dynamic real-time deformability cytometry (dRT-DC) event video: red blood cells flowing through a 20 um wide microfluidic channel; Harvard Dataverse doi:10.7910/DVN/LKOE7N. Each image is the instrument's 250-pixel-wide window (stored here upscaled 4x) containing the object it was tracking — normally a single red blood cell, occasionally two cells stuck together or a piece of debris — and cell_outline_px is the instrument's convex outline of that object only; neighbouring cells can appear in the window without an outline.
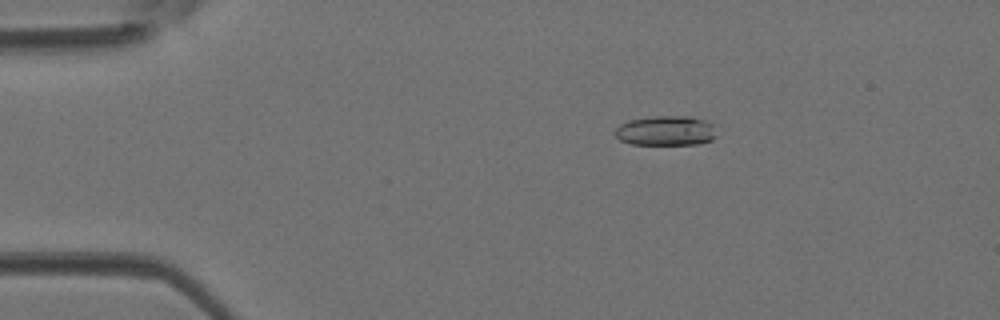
{"species": "Egyptian fruit bat (a non-hibernating species)", "species_latin": "Rousettus aegyptiacus", "temperature_condition": "room temperature", "stored_images_in_passage": 44, "camera_frame_rate_fps": 3000, "um_per_image_px": 0.085, "animal": {"sex": "female"}, "frame": {"image": 1, "passage_image": 8, "time_ms": 2.333, "image_size_px": [1000, 320], "cell_outline_px": [[716, 136], [712, 140], [696, 144], [632, 144], [620, 140], [612, 132], [620, 124], [628, 120], [656, 116], [692, 116], [704, 120], [712, 124]], "centroid_in_image_um": [56.57, 11.11], "position_along_channel_um": 28.4, "area_um2": 17.63}}
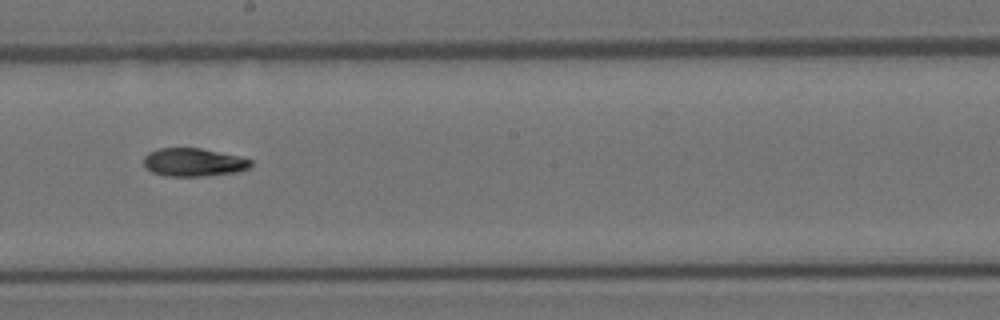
{"frame": {"image": 2, "passage_image": 25, "time_ms": 8.0, "image_size_px": [1000, 320], "cell_outline_px": [[252, 164], [248, 168], [240, 172], [204, 176], [164, 176], [152, 172], [144, 168], [144, 156], [148, 152], [160, 148], [200, 148], [240, 156], [252, 160]], "centroid_in_image_um": [16.45, 13.8], "position_along_channel_um": 231.8, "area_um2": 17.8}}
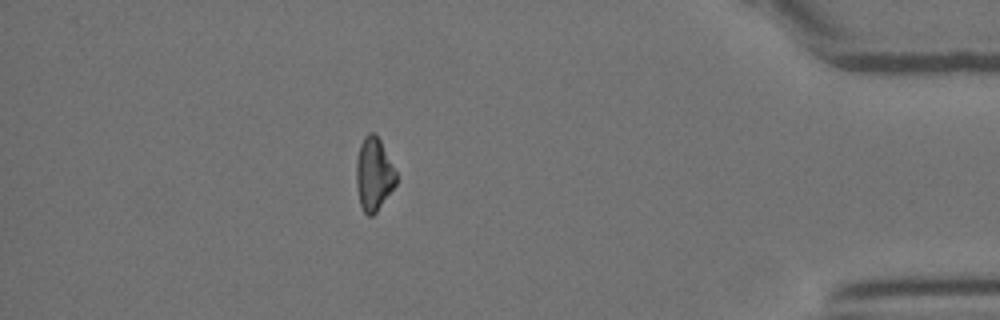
{"frame": {"image": 3, "passage_image": 39, "time_ms": 12.667, "image_size_px": [1000, 320], "cell_outline_px": [[396, 184], [376, 212], [372, 216], [368, 216], [364, 212], [360, 204], [356, 184], [356, 160], [360, 144], [364, 136], [368, 132], [372, 132], [380, 140], [396, 172]], "centroid_in_image_um": [31.75, 14.8], "position_along_channel_um": 403.4, "area_um2": 16.82}}